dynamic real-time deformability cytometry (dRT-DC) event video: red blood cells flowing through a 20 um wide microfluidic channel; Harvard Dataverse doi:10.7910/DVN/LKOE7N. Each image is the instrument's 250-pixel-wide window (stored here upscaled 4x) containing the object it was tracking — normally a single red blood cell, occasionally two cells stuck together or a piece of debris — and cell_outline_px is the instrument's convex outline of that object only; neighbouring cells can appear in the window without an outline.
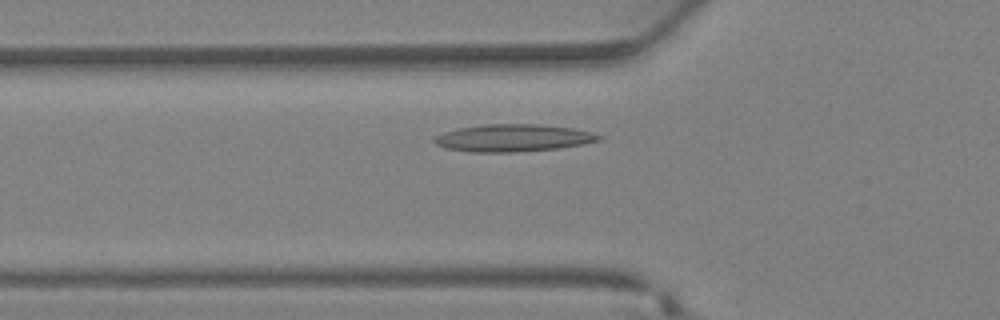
{"species": "Egyptian fruit bat (a non-hibernating species)", "species_latin": "Rousettus aegyptiacus", "temperature_condition": "warm", "stored_images_in_passage": 26, "segment_of_instrument_passage": [1, 2], "camera_frame_rate_fps": 3000, "um_per_image_px": 0.085, "animal": {"sex": "female"}, "frame": {"image": 1, "passage_image": 4, "time_ms": 1.0, "image_size_px": [1000, 320], "cell_outline_px": [[604, 136], [600, 140], [584, 144], [556, 148], [512, 152], [472, 152], [444, 148], [436, 144], [432, 140], [436, 136], [444, 132], [460, 128], [484, 124], [540, 124], [572, 128], [592, 132]], "centroid_in_image_um": [43.62, 11.72], "position_along_channel_um": 82.2, "area_um2": 26.13}}
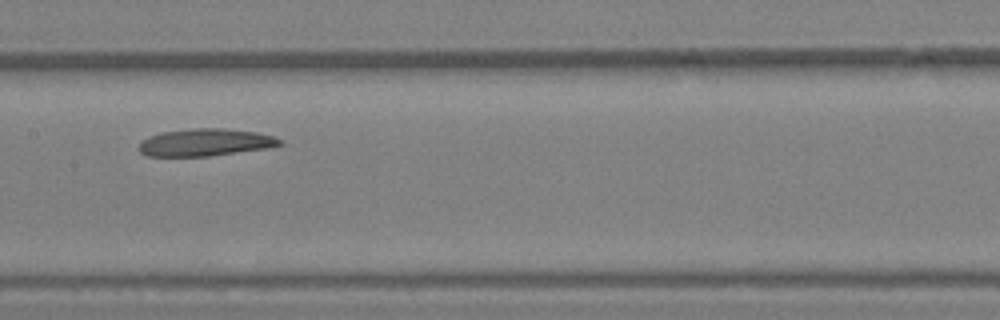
{"frame": {"image": 2, "passage_image": 10, "time_ms": 3.0, "image_size_px": [1000, 320], "cell_outline_px": [[284, 144], [264, 148], [208, 156], [144, 156], [136, 148], [148, 136], [164, 132], [196, 128], [224, 128], [256, 132], [272, 136], [284, 140]], "centroid_in_image_um": [17.43, 12.1], "position_along_channel_um": 190.0, "area_um2": 22.25}}
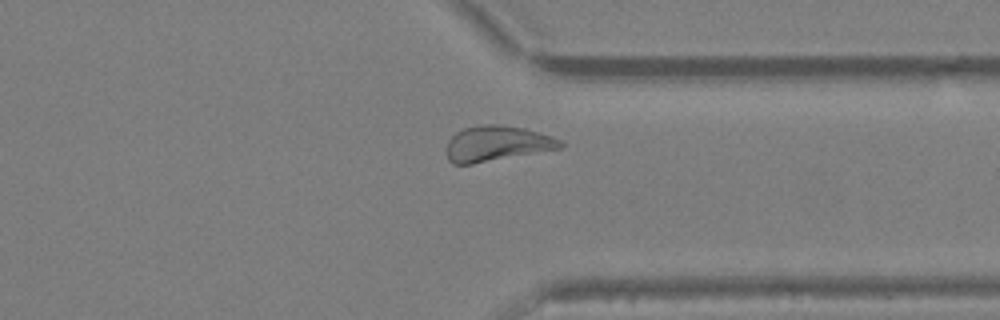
{"frame": {"image": 3, "passage_image": 20, "time_ms": 6.333, "image_size_px": [1000, 320], "cell_outline_px": [[564, 144], [560, 148], [472, 164], [452, 164], [448, 160], [448, 140], [456, 132], [464, 128], [476, 124], [496, 124], [524, 128], [552, 136], [564, 140]], "centroid_in_image_um": [42.23, 12.19], "position_along_channel_um": 369.2, "area_um2": 23.41}}